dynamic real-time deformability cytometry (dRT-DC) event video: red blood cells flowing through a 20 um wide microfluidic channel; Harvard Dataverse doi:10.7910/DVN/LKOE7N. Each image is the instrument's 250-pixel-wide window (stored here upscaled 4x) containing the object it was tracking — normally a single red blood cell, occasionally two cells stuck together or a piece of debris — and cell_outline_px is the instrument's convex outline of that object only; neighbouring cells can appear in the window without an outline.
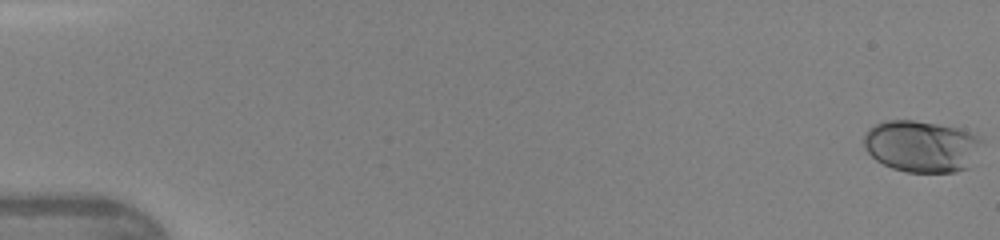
{"species": "human", "species_latin": "Homo sapiens", "temperature_condition": "warm", "stored_images_in_passage": 48, "camera_frame_rate_fps": 3000, "um_per_image_px": 0.085, "donor": {"sex": "female"}, "frame": {"image": 1, "passage_image": 1, "time_ms": 0.0, "image_size_px": [1000, 240], "cell_outline_px": [[984, 140], [968, 168], [956, 172], [908, 172], [892, 168], [876, 160], [864, 148], [864, 136], [868, 128], [876, 124], [888, 120], [912, 120], [936, 124], [956, 128], [980, 136]], "centroid_in_image_um": [78.32, 12.43], "position_along_channel_um": 6.7, "area_um2": 35.43}}
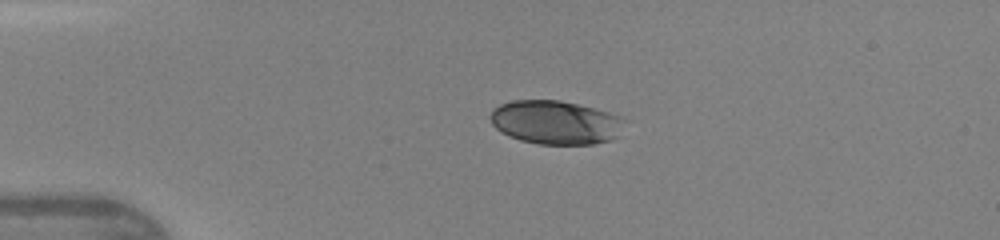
{"frame": {"image": 2, "passage_image": 12, "time_ms": 3.667, "image_size_px": [1000, 240], "cell_outline_px": [[624, 120], [620, 136], [612, 140], [592, 144], [540, 144], [520, 140], [500, 132], [492, 124], [492, 108], [500, 104], [512, 100], [560, 100], [608, 112], [620, 116]], "centroid_in_image_um": [47.23, 10.41], "position_along_channel_um": 37.8, "area_um2": 34.16}}
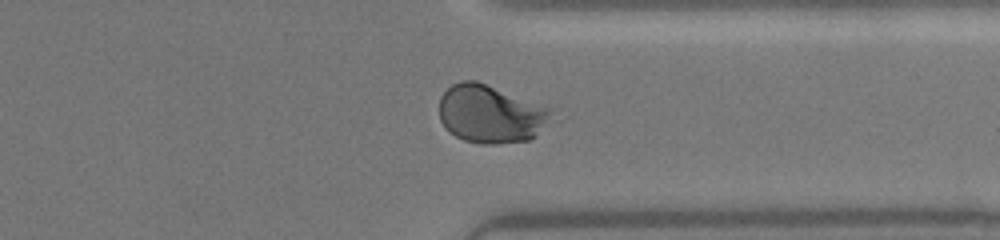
{"frame": {"image": 3, "passage_image": 38, "time_ms": 12.333, "image_size_px": [1000, 240], "cell_outline_px": [[552, 116], [536, 136], [528, 140], [496, 144], [480, 144], [464, 140], [448, 132], [440, 120], [440, 96], [452, 84], [460, 80], [476, 80], [552, 108]], "centroid_in_image_um": [41.68, 9.69], "position_along_channel_um": 369.7, "area_um2": 38.03}, "authors_computed_cell_mechanics": {"area_um2": 36.1828, "velocity_mm_per_s": 4.3147, "shape_relaxation_time_tau1_ms": 3.3489, "shape_relaxation_time_tau2_ms": null, "deformation_change_tau1": 0.1529, "deformation_change_tau2": null}}